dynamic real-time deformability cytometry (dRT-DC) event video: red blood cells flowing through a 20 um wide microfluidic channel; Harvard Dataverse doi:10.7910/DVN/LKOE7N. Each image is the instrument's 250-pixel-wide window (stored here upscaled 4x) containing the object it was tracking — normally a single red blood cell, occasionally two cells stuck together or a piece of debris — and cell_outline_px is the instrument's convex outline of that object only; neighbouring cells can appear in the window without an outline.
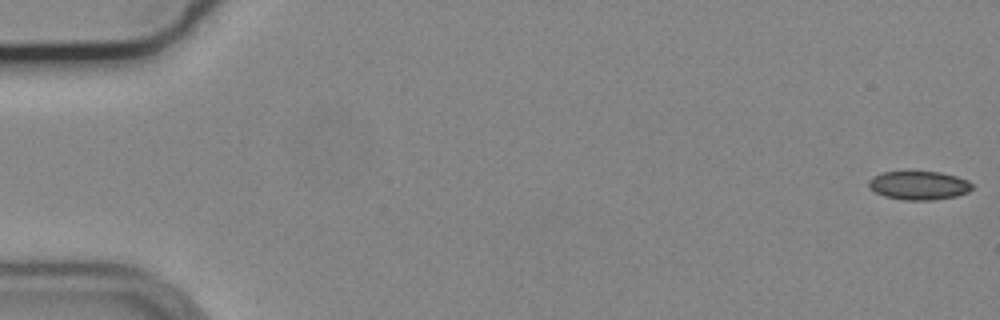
{"species": "common noctule bat (a hibernating species)", "species_latin": "Nyctalus noctula", "temperature_condition": "cold", "stored_images_in_passage": 11, "camera_frame_rate_fps": 3000, "um_per_image_px": 0.085, "animal": {"sex": "male", "body_mass_g": 19.2, "forearm_length_mm": 51.8}, "frame": {"image": 1, "passage_image": 1, "time_ms": 0.0, "image_size_px": [1000, 320], "cell_outline_px": [[972, 188], [968, 192], [956, 196], [932, 200], [904, 200], [884, 196], [868, 188], [868, 180], [872, 176], [880, 172], [908, 168], [940, 172], [956, 176], [968, 180], [972, 184]], "centroid_in_image_um": [78.04, 15.7], "position_along_channel_um": 7.0, "area_um2": 18.21}}